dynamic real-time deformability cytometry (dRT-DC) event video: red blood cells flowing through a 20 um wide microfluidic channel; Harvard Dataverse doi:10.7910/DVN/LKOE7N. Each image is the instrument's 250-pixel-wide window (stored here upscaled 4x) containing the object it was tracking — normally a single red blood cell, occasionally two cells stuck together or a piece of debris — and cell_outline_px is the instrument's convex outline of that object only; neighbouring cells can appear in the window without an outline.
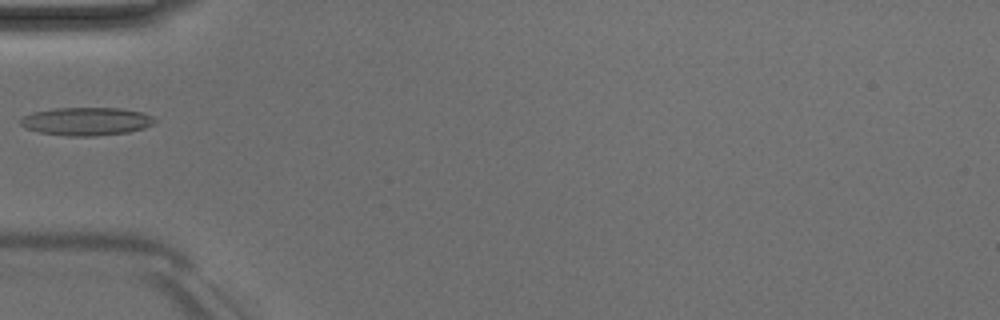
{"species": "Egyptian fruit bat (a non-hibernating species)", "species_latin": "Rousettus aegyptiacus", "temperature_condition": "room temperature", "stored_images_in_passage": 15, "camera_frame_rate_fps": 3000, "um_per_image_px": 0.085, "animal": {"sex": "male"}, "frame": {"image": 1, "passage_image": 1, "time_ms": 0.0, "image_size_px": [1000, 320], "cell_outline_px": [[156, 120], [152, 124], [144, 128], [128, 132], [96, 136], [68, 136], [40, 132], [24, 128], [20, 124], [20, 120], [24, 116], [32, 112], [52, 108], [120, 108], [144, 112], [152, 116]], "centroid_in_image_um": [7.34, 10.31], "position_along_channel_um": 77.7, "area_um2": 22.08}}
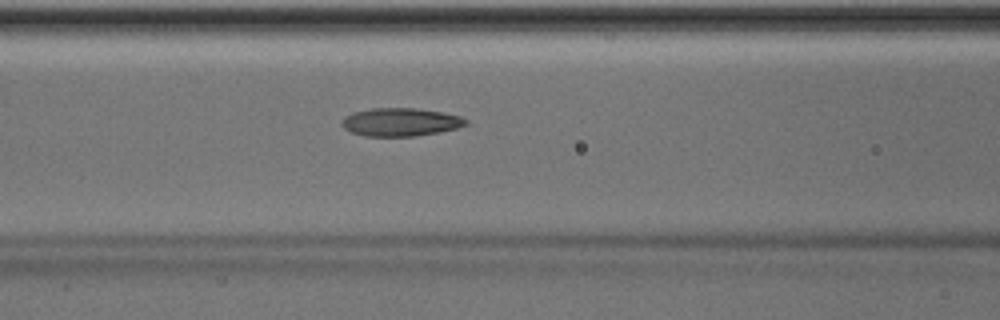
{"frame": {"image": 2, "passage_image": 5, "time_ms": 1.333, "image_size_px": [1000, 320], "cell_outline_px": [[468, 124], [456, 128], [440, 132], [416, 136], [364, 136], [352, 132], [344, 128], [344, 116], [352, 112], [372, 108], [416, 108], [444, 112], [460, 116], [468, 120]], "centroid_in_image_um": [34.08, 10.37], "position_along_channel_um": 132.5, "area_um2": 20.35}}